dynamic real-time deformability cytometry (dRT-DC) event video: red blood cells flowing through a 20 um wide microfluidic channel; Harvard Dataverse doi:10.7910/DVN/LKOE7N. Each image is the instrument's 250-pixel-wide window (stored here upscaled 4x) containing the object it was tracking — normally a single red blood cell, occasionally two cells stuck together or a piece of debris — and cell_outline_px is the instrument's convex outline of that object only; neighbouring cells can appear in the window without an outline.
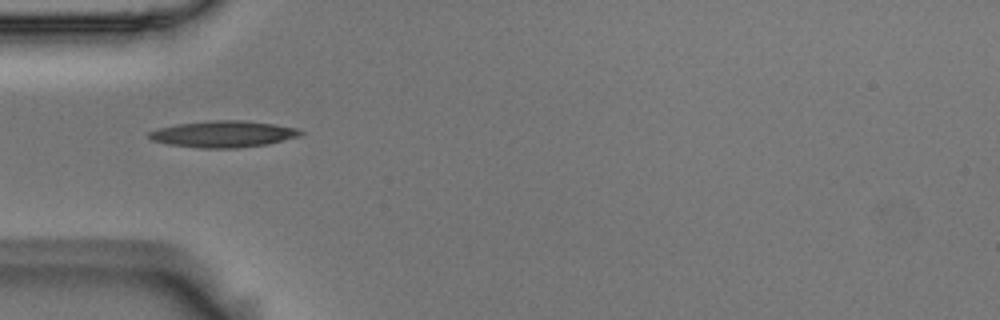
{"species": "Egyptian fruit bat (a non-hibernating species)", "species_latin": "Rousettus aegyptiacus", "temperature_condition": "room temperature", "stored_images_in_passage": 39, "camera_frame_rate_fps": 3000, "um_per_image_px": 0.085, "animal": {"sex": "male"}, "frame": {"image": 1, "passage_image": 1, "time_ms": 0.0, "image_size_px": [1000, 320], "cell_outline_px": [[304, 132], [300, 136], [268, 144], [240, 148], [200, 148], [168, 144], [152, 140], [148, 136], [148, 132], [160, 128], [176, 124], [208, 120], [244, 120], [300, 128]], "centroid_in_image_um": [19.01, 11.39], "position_along_channel_um": 66.0, "area_um2": 23.52}}
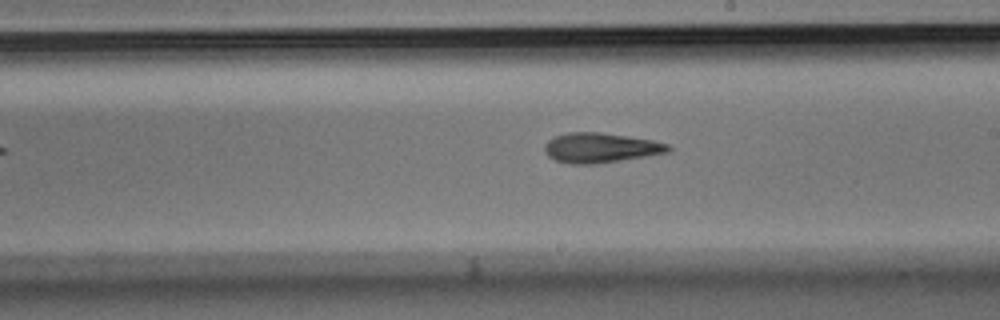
{"frame": {"image": 2, "passage_image": 15, "time_ms": 4.667, "image_size_px": [1000, 320], "cell_outline_px": [[672, 148], [668, 152], [596, 164], [572, 164], [556, 160], [548, 156], [544, 148], [544, 144], [552, 136], [568, 132], [600, 132], [652, 140], [668, 144]], "centroid_in_image_um": [51.0, 12.55], "position_along_channel_um": 238.0, "area_um2": 21.39}}
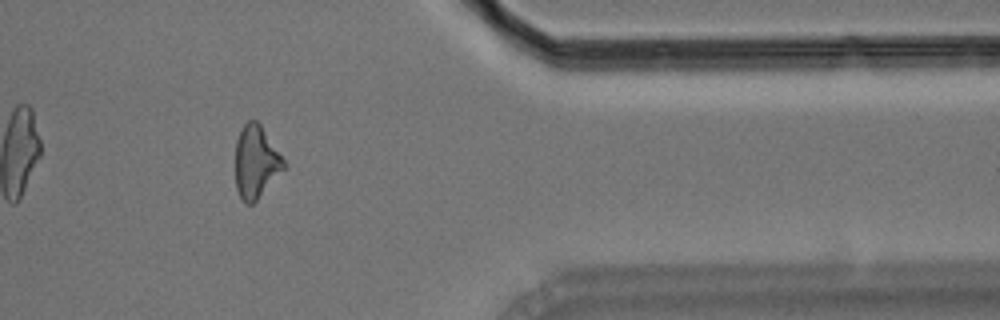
{"frame": {"image": 3, "passage_image": 29, "time_ms": 9.333, "image_size_px": [1000, 320], "cell_outline_px": [[288, 168], [252, 204], [244, 204], [236, 188], [236, 140], [240, 128], [248, 120], [256, 120], [260, 124], [288, 164]], "centroid_in_image_um": [21.79, 13.77], "position_along_channel_um": 389.6, "area_um2": 20.87}, "authors_computed_cell_mechanics": {"area_um2": 21.1548, "velocity_mm_per_s": 3.6776, "shape_relaxation_time_tau1_ms": 8.2059, "shape_relaxation_time_tau2_ms": 5.3485, "deformation_change_tau1": 0.2102, "deformation_change_tau2": 0.1717}}